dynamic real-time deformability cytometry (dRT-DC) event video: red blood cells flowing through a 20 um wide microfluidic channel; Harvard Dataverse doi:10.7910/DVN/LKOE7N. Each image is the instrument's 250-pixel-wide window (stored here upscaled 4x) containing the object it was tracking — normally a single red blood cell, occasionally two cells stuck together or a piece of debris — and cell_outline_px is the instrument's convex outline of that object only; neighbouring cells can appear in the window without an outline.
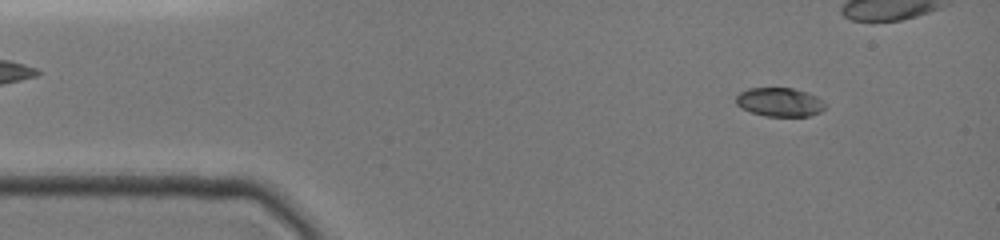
{"species": "common noctule bat (a hibernating species)", "species_latin": "Nyctalus noctula", "temperature_condition": "cold", "stored_images_in_passage": 22, "segment_of_instrument_passage": [1, 2], "camera_frame_rate_fps": 3000, "um_per_image_px": 0.085, "animal": {"sex": "female", "body_mass_g": 19.0, "forearm_length_mm": 51.5}, "frame": {"image": 1, "passage_image": 5, "time_ms": 1.333, "image_size_px": [1000, 240], "cell_outline_px": [[824, 108], [820, 112], [808, 116], [764, 116], [752, 112], [736, 104], [736, 96], [740, 92], [752, 88], [792, 88], [816, 96], [824, 104]], "centroid_in_image_um": [66.25, 8.68], "position_along_channel_um": 18.8, "area_um2": 14.62}}
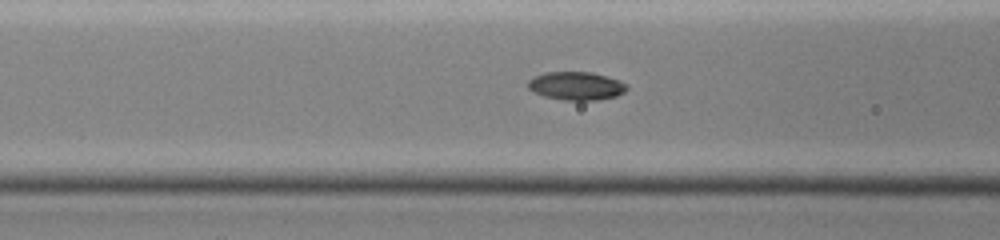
{"frame": {"image": 2, "passage_image": 16, "time_ms": 5.0, "image_size_px": [1000, 240], "cell_outline_px": [[628, 88], [624, 92], [616, 96], [596, 100], [564, 100], [544, 96], [528, 88], [528, 80], [536, 76], [548, 72], [588, 72], [620, 80], [628, 84]], "centroid_in_image_um": [49.01, 7.3], "position_along_channel_um": 117.6, "area_um2": 16.07}}
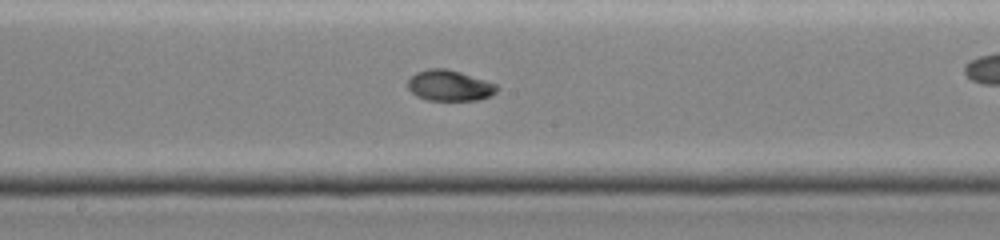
{"frame": {"image": 3, "passage_image": 21, "time_ms": 6.667, "image_size_px": [1000, 240], "cell_outline_px": [[500, 88], [492, 96], [476, 100], [428, 100], [416, 96], [408, 88], [408, 80], [416, 72], [432, 68], [444, 68], [460, 72], [496, 84]], "centroid_in_image_um": [38.22, 7.28], "position_along_channel_um": 210.0, "area_um2": 15.9}}